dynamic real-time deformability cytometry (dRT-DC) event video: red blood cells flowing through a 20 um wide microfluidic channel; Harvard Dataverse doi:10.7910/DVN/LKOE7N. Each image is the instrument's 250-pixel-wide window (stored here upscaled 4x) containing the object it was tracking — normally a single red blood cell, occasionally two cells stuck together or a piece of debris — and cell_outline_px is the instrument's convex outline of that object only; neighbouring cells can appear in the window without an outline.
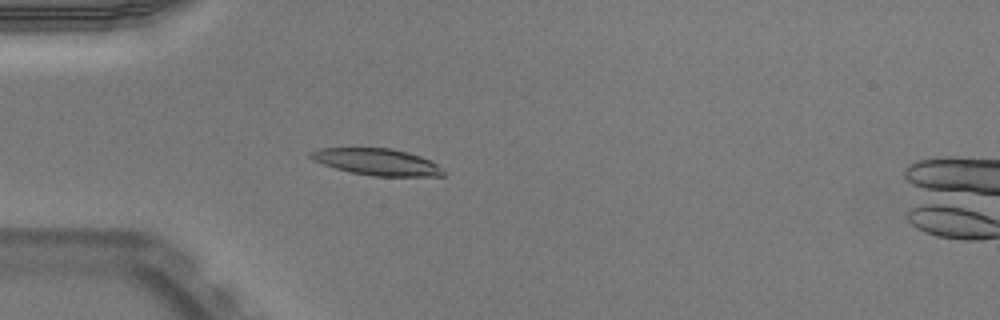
{"species": "Egyptian fruit bat (a non-hibernating species)", "species_latin": "Rousettus aegyptiacus", "temperature_condition": "warm", "stored_images_in_passage": 52, "camera_frame_rate_fps": 3000, "um_per_image_px": 0.085, "animal": {"sex": "male"}, "frame": {"image": 1, "passage_image": 16, "time_ms": 5.0, "image_size_px": [1000, 320], "cell_outline_px": [[448, 172], [444, 176], [372, 176], [352, 172], [336, 168], [312, 160], [308, 156], [308, 152], [320, 148], [392, 148], [408, 152], [420, 156], [436, 164]], "centroid_in_image_um": [32.05, 13.76], "position_along_channel_um": 52.9, "area_um2": 20.63}}
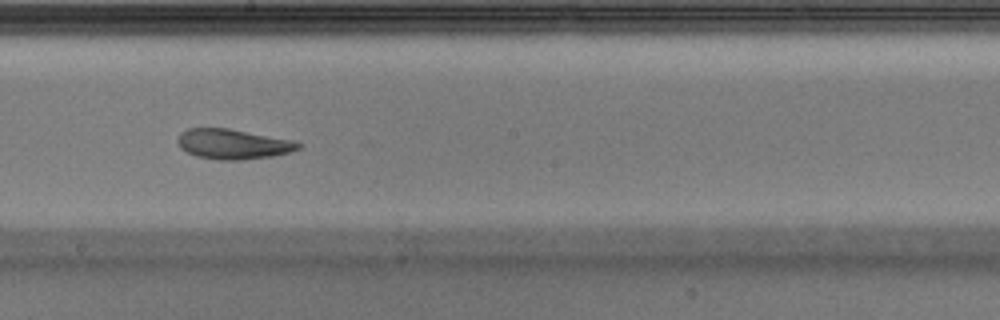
{"frame": {"image": 2, "passage_image": 30, "time_ms": 9.667, "image_size_px": [1000, 320], "cell_outline_px": [[304, 144], [300, 148], [292, 152], [272, 156], [240, 160], [216, 160], [196, 156], [180, 148], [176, 140], [180, 132], [188, 128], [228, 128], [292, 140]], "centroid_in_image_um": [19.8, 12.25], "position_along_channel_um": 228.4, "area_um2": 21.27}, "authors_computed_cell_mechanics": {"area_um2": 21.2126, "velocity_mm_per_s": 3.9654, "shape_relaxation_time_tau1_ms": null, "shape_relaxation_time_tau2_ms": 3.6431, "deformation_change_tau1": null, "deformation_change_tau2": 0.1113}}